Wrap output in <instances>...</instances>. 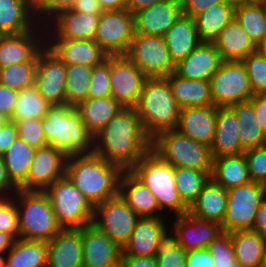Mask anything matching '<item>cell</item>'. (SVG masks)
Masks as SVG:
<instances>
[{
	"label": "cell",
	"mask_w": 266,
	"mask_h": 267,
	"mask_svg": "<svg viewBox=\"0 0 266 267\" xmlns=\"http://www.w3.org/2000/svg\"><path fill=\"white\" fill-rule=\"evenodd\" d=\"M151 141L136 109L122 107L94 136L93 152L123 170H130L151 150Z\"/></svg>",
	"instance_id": "6da1fadb"
},
{
	"label": "cell",
	"mask_w": 266,
	"mask_h": 267,
	"mask_svg": "<svg viewBox=\"0 0 266 267\" xmlns=\"http://www.w3.org/2000/svg\"><path fill=\"white\" fill-rule=\"evenodd\" d=\"M123 169L94 152L67 157L65 175L95 207L119 194Z\"/></svg>",
	"instance_id": "7a4b0ae2"
},
{
	"label": "cell",
	"mask_w": 266,
	"mask_h": 267,
	"mask_svg": "<svg viewBox=\"0 0 266 267\" xmlns=\"http://www.w3.org/2000/svg\"><path fill=\"white\" fill-rule=\"evenodd\" d=\"M42 128L48 145L61 150L67 157L93 152L94 137L75 107L51 105L42 118Z\"/></svg>",
	"instance_id": "3957f363"
},
{
	"label": "cell",
	"mask_w": 266,
	"mask_h": 267,
	"mask_svg": "<svg viewBox=\"0 0 266 267\" xmlns=\"http://www.w3.org/2000/svg\"><path fill=\"white\" fill-rule=\"evenodd\" d=\"M135 109L151 139L160 132L177 128L180 109L166 77L146 79Z\"/></svg>",
	"instance_id": "277c9868"
},
{
	"label": "cell",
	"mask_w": 266,
	"mask_h": 267,
	"mask_svg": "<svg viewBox=\"0 0 266 267\" xmlns=\"http://www.w3.org/2000/svg\"><path fill=\"white\" fill-rule=\"evenodd\" d=\"M13 196L18 210L20 239L49 242L60 232L62 227L44 192L18 189Z\"/></svg>",
	"instance_id": "5b68a950"
},
{
	"label": "cell",
	"mask_w": 266,
	"mask_h": 267,
	"mask_svg": "<svg viewBox=\"0 0 266 267\" xmlns=\"http://www.w3.org/2000/svg\"><path fill=\"white\" fill-rule=\"evenodd\" d=\"M156 197L161 212L170 210L174 217L188 212L176 189L174 167L152 150L147 152L130 170Z\"/></svg>",
	"instance_id": "8992f818"
},
{
	"label": "cell",
	"mask_w": 266,
	"mask_h": 267,
	"mask_svg": "<svg viewBox=\"0 0 266 267\" xmlns=\"http://www.w3.org/2000/svg\"><path fill=\"white\" fill-rule=\"evenodd\" d=\"M151 150L173 167L212 172L214 159L210 146L196 142L176 129L158 133L151 141Z\"/></svg>",
	"instance_id": "52a82bcc"
},
{
	"label": "cell",
	"mask_w": 266,
	"mask_h": 267,
	"mask_svg": "<svg viewBox=\"0 0 266 267\" xmlns=\"http://www.w3.org/2000/svg\"><path fill=\"white\" fill-rule=\"evenodd\" d=\"M44 193L62 228H83L92 223L94 207L66 175L56 180Z\"/></svg>",
	"instance_id": "ba28073f"
},
{
	"label": "cell",
	"mask_w": 266,
	"mask_h": 267,
	"mask_svg": "<svg viewBox=\"0 0 266 267\" xmlns=\"http://www.w3.org/2000/svg\"><path fill=\"white\" fill-rule=\"evenodd\" d=\"M228 199L225 219L221 225L224 232L253 230L258 208L266 199V187L249 181L227 190Z\"/></svg>",
	"instance_id": "9c48e42d"
},
{
	"label": "cell",
	"mask_w": 266,
	"mask_h": 267,
	"mask_svg": "<svg viewBox=\"0 0 266 267\" xmlns=\"http://www.w3.org/2000/svg\"><path fill=\"white\" fill-rule=\"evenodd\" d=\"M125 56L148 78L167 77L175 72L164 37L135 34Z\"/></svg>",
	"instance_id": "30bf717a"
},
{
	"label": "cell",
	"mask_w": 266,
	"mask_h": 267,
	"mask_svg": "<svg viewBox=\"0 0 266 267\" xmlns=\"http://www.w3.org/2000/svg\"><path fill=\"white\" fill-rule=\"evenodd\" d=\"M209 82L213 105L217 107L249 101L253 96L242 61H222Z\"/></svg>",
	"instance_id": "8fae6325"
},
{
	"label": "cell",
	"mask_w": 266,
	"mask_h": 267,
	"mask_svg": "<svg viewBox=\"0 0 266 267\" xmlns=\"http://www.w3.org/2000/svg\"><path fill=\"white\" fill-rule=\"evenodd\" d=\"M138 219V215L118 194L94 207L92 224L123 250Z\"/></svg>",
	"instance_id": "7c38bea8"
},
{
	"label": "cell",
	"mask_w": 266,
	"mask_h": 267,
	"mask_svg": "<svg viewBox=\"0 0 266 267\" xmlns=\"http://www.w3.org/2000/svg\"><path fill=\"white\" fill-rule=\"evenodd\" d=\"M134 35V14L108 10L100 14L94 41L108 56L125 55Z\"/></svg>",
	"instance_id": "4fadbf2b"
},
{
	"label": "cell",
	"mask_w": 266,
	"mask_h": 267,
	"mask_svg": "<svg viewBox=\"0 0 266 267\" xmlns=\"http://www.w3.org/2000/svg\"><path fill=\"white\" fill-rule=\"evenodd\" d=\"M148 77L125 55L110 56L111 96L123 108H135Z\"/></svg>",
	"instance_id": "5bb4252c"
},
{
	"label": "cell",
	"mask_w": 266,
	"mask_h": 267,
	"mask_svg": "<svg viewBox=\"0 0 266 267\" xmlns=\"http://www.w3.org/2000/svg\"><path fill=\"white\" fill-rule=\"evenodd\" d=\"M45 29V24L39 23L29 32L0 36V69L23 62H38V54L46 46Z\"/></svg>",
	"instance_id": "9a60e30c"
},
{
	"label": "cell",
	"mask_w": 266,
	"mask_h": 267,
	"mask_svg": "<svg viewBox=\"0 0 266 267\" xmlns=\"http://www.w3.org/2000/svg\"><path fill=\"white\" fill-rule=\"evenodd\" d=\"M66 68L47 46L39 52L34 85L51 105L65 104Z\"/></svg>",
	"instance_id": "2e32d148"
},
{
	"label": "cell",
	"mask_w": 266,
	"mask_h": 267,
	"mask_svg": "<svg viewBox=\"0 0 266 267\" xmlns=\"http://www.w3.org/2000/svg\"><path fill=\"white\" fill-rule=\"evenodd\" d=\"M66 161L67 156L52 145L37 148L26 179V191L44 192L65 176Z\"/></svg>",
	"instance_id": "e0dca14e"
},
{
	"label": "cell",
	"mask_w": 266,
	"mask_h": 267,
	"mask_svg": "<svg viewBox=\"0 0 266 267\" xmlns=\"http://www.w3.org/2000/svg\"><path fill=\"white\" fill-rule=\"evenodd\" d=\"M100 14L74 12L70 9L59 11L46 21V38L94 40Z\"/></svg>",
	"instance_id": "ac0fdd59"
},
{
	"label": "cell",
	"mask_w": 266,
	"mask_h": 267,
	"mask_svg": "<svg viewBox=\"0 0 266 267\" xmlns=\"http://www.w3.org/2000/svg\"><path fill=\"white\" fill-rule=\"evenodd\" d=\"M83 267H116L123 250L92 223L82 228Z\"/></svg>",
	"instance_id": "d6986e66"
},
{
	"label": "cell",
	"mask_w": 266,
	"mask_h": 267,
	"mask_svg": "<svg viewBox=\"0 0 266 267\" xmlns=\"http://www.w3.org/2000/svg\"><path fill=\"white\" fill-rule=\"evenodd\" d=\"M173 219L171 229L177 235L179 245L184 251L208 248L210 242L223 232L221 225L199 219L189 212Z\"/></svg>",
	"instance_id": "ffe728a7"
},
{
	"label": "cell",
	"mask_w": 266,
	"mask_h": 267,
	"mask_svg": "<svg viewBox=\"0 0 266 267\" xmlns=\"http://www.w3.org/2000/svg\"><path fill=\"white\" fill-rule=\"evenodd\" d=\"M183 14L180 0H165L134 13L135 34L164 37Z\"/></svg>",
	"instance_id": "44dd1931"
},
{
	"label": "cell",
	"mask_w": 266,
	"mask_h": 267,
	"mask_svg": "<svg viewBox=\"0 0 266 267\" xmlns=\"http://www.w3.org/2000/svg\"><path fill=\"white\" fill-rule=\"evenodd\" d=\"M46 39V46L66 66L82 65L93 68L108 56L94 40Z\"/></svg>",
	"instance_id": "7402d4cb"
},
{
	"label": "cell",
	"mask_w": 266,
	"mask_h": 267,
	"mask_svg": "<svg viewBox=\"0 0 266 267\" xmlns=\"http://www.w3.org/2000/svg\"><path fill=\"white\" fill-rule=\"evenodd\" d=\"M82 228H62L47 242V267H83Z\"/></svg>",
	"instance_id": "603a6c76"
},
{
	"label": "cell",
	"mask_w": 266,
	"mask_h": 267,
	"mask_svg": "<svg viewBox=\"0 0 266 267\" xmlns=\"http://www.w3.org/2000/svg\"><path fill=\"white\" fill-rule=\"evenodd\" d=\"M222 62L214 42L201 41L199 45L180 60L175 73L189 80H210Z\"/></svg>",
	"instance_id": "cb8c5ba5"
},
{
	"label": "cell",
	"mask_w": 266,
	"mask_h": 267,
	"mask_svg": "<svg viewBox=\"0 0 266 267\" xmlns=\"http://www.w3.org/2000/svg\"><path fill=\"white\" fill-rule=\"evenodd\" d=\"M217 106L183 108L179 113L176 130L189 138L212 145L216 126Z\"/></svg>",
	"instance_id": "d4e9b609"
},
{
	"label": "cell",
	"mask_w": 266,
	"mask_h": 267,
	"mask_svg": "<svg viewBox=\"0 0 266 267\" xmlns=\"http://www.w3.org/2000/svg\"><path fill=\"white\" fill-rule=\"evenodd\" d=\"M119 194L139 218L163 217L158 201L150 189L129 170H124L119 181Z\"/></svg>",
	"instance_id": "484cf974"
},
{
	"label": "cell",
	"mask_w": 266,
	"mask_h": 267,
	"mask_svg": "<svg viewBox=\"0 0 266 267\" xmlns=\"http://www.w3.org/2000/svg\"><path fill=\"white\" fill-rule=\"evenodd\" d=\"M165 221V217L139 218L122 256H155L160 238L169 228Z\"/></svg>",
	"instance_id": "4316f807"
},
{
	"label": "cell",
	"mask_w": 266,
	"mask_h": 267,
	"mask_svg": "<svg viewBox=\"0 0 266 267\" xmlns=\"http://www.w3.org/2000/svg\"><path fill=\"white\" fill-rule=\"evenodd\" d=\"M238 132L235 111L230 106L217 107L215 135L210 146L213 159L245 152Z\"/></svg>",
	"instance_id": "83f0119b"
},
{
	"label": "cell",
	"mask_w": 266,
	"mask_h": 267,
	"mask_svg": "<svg viewBox=\"0 0 266 267\" xmlns=\"http://www.w3.org/2000/svg\"><path fill=\"white\" fill-rule=\"evenodd\" d=\"M38 24L34 0H0V36L29 32Z\"/></svg>",
	"instance_id": "f1b7e54d"
},
{
	"label": "cell",
	"mask_w": 266,
	"mask_h": 267,
	"mask_svg": "<svg viewBox=\"0 0 266 267\" xmlns=\"http://www.w3.org/2000/svg\"><path fill=\"white\" fill-rule=\"evenodd\" d=\"M227 199V189L210 178L188 208V212L199 219L222 225L225 219Z\"/></svg>",
	"instance_id": "f546056e"
},
{
	"label": "cell",
	"mask_w": 266,
	"mask_h": 267,
	"mask_svg": "<svg viewBox=\"0 0 266 267\" xmlns=\"http://www.w3.org/2000/svg\"><path fill=\"white\" fill-rule=\"evenodd\" d=\"M213 42L222 61H242L248 54L256 52L257 47L235 18Z\"/></svg>",
	"instance_id": "4dcf8cb0"
},
{
	"label": "cell",
	"mask_w": 266,
	"mask_h": 267,
	"mask_svg": "<svg viewBox=\"0 0 266 267\" xmlns=\"http://www.w3.org/2000/svg\"><path fill=\"white\" fill-rule=\"evenodd\" d=\"M172 61L177 64L201 42L195 19L182 14L164 35Z\"/></svg>",
	"instance_id": "1f68e13d"
},
{
	"label": "cell",
	"mask_w": 266,
	"mask_h": 267,
	"mask_svg": "<svg viewBox=\"0 0 266 267\" xmlns=\"http://www.w3.org/2000/svg\"><path fill=\"white\" fill-rule=\"evenodd\" d=\"M166 78L180 110L213 105L209 80L184 79L175 72Z\"/></svg>",
	"instance_id": "d6a6232c"
},
{
	"label": "cell",
	"mask_w": 266,
	"mask_h": 267,
	"mask_svg": "<svg viewBox=\"0 0 266 267\" xmlns=\"http://www.w3.org/2000/svg\"><path fill=\"white\" fill-rule=\"evenodd\" d=\"M82 123L93 137L112 119L122 106L111 96L108 98H88L76 107Z\"/></svg>",
	"instance_id": "836d02e7"
},
{
	"label": "cell",
	"mask_w": 266,
	"mask_h": 267,
	"mask_svg": "<svg viewBox=\"0 0 266 267\" xmlns=\"http://www.w3.org/2000/svg\"><path fill=\"white\" fill-rule=\"evenodd\" d=\"M35 150L23 139L17 137L2 155L9 178L20 190L26 191V179L34 159Z\"/></svg>",
	"instance_id": "e575fe53"
},
{
	"label": "cell",
	"mask_w": 266,
	"mask_h": 267,
	"mask_svg": "<svg viewBox=\"0 0 266 267\" xmlns=\"http://www.w3.org/2000/svg\"><path fill=\"white\" fill-rule=\"evenodd\" d=\"M238 267H263L266 241L255 231L231 233Z\"/></svg>",
	"instance_id": "d590c367"
},
{
	"label": "cell",
	"mask_w": 266,
	"mask_h": 267,
	"mask_svg": "<svg viewBox=\"0 0 266 267\" xmlns=\"http://www.w3.org/2000/svg\"><path fill=\"white\" fill-rule=\"evenodd\" d=\"M235 5L236 2L228 0L227 2L213 5L194 18L201 41L213 42L218 37L220 32L234 18Z\"/></svg>",
	"instance_id": "8d00e7d4"
},
{
	"label": "cell",
	"mask_w": 266,
	"mask_h": 267,
	"mask_svg": "<svg viewBox=\"0 0 266 267\" xmlns=\"http://www.w3.org/2000/svg\"><path fill=\"white\" fill-rule=\"evenodd\" d=\"M211 178L227 190L251 181L244 153L214 158Z\"/></svg>",
	"instance_id": "74e56055"
},
{
	"label": "cell",
	"mask_w": 266,
	"mask_h": 267,
	"mask_svg": "<svg viewBox=\"0 0 266 267\" xmlns=\"http://www.w3.org/2000/svg\"><path fill=\"white\" fill-rule=\"evenodd\" d=\"M237 116L238 133L244 151L266 144V135L256 120L254 107L250 101L230 106Z\"/></svg>",
	"instance_id": "f35d334b"
},
{
	"label": "cell",
	"mask_w": 266,
	"mask_h": 267,
	"mask_svg": "<svg viewBox=\"0 0 266 267\" xmlns=\"http://www.w3.org/2000/svg\"><path fill=\"white\" fill-rule=\"evenodd\" d=\"M6 259L7 267H47V242L18 238Z\"/></svg>",
	"instance_id": "ab89813d"
},
{
	"label": "cell",
	"mask_w": 266,
	"mask_h": 267,
	"mask_svg": "<svg viewBox=\"0 0 266 267\" xmlns=\"http://www.w3.org/2000/svg\"><path fill=\"white\" fill-rule=\"evenodd\" d=\"M234 18L256 45L266 38V16L259 0L236 2Z\"/></svg>",
	"instance_id": "60d3db41"
},
{
	"label": "cell",
	"mask_w": 266,
	"mask_h": 267,
	"mask_svg": "<svg viewBox=\"0 0 266 267\" xmlns=\"http://www.w3.org/2000/svg\"><path fill=\"white\" fill-rule=\"evenodd\" d=\"M50 106L35 85L27 87L18 91V102L9 121L16 123L28 119H42Z\"/></svg>",
	"instance_id": "b9f144b4"
},
{
	"label": "cell",
	"mask_w": 266,
	"mask_h": 267,
	"mask_svg": "<svg viewBox=\"0 0 266 267\" xmlns=\"http://www.w3.org/2000/svg\"><path fill=\"white\" fill-rule=\"evenodd\" d=\"M212 172L174 167L175 184L182 202L189 208L196 200L204 185L211 178Z\"/></svg>",
	"instance_id": "7bdbcfd3"
},
{
	"label": "cell",
	"mask_w": 266,
	"mask_h": 267,
	"mask_svg": "<svg viewBox=\"0 0 266 267\" xmlns=\"http://www.w3.org/2000/svg\"><path fill=\"white\" fill-rule=\"evenodd\" d=\"M93 68L71 65L66 68L65 104L76 107L88 99L89 82Z\"/></svg>",
	"instance_id": "ee69618b"
},
{
	"label": "cell",
	"mask_w": 266,
	"mask_h": 267,
	"mask_svg": "<svg viewBox=\"0 0 266 267\" xmlns=\"http://www.w3.org/2000/svg\"><path fill=\"white\" fill-rule=\"evenodd\" d=\"M169 229L161 236L158 244L155 255L157 267H186V251L180 247L175 232Z\"/></svg>",
	"instance_id": "f6af8a7d"
},
{
	"label": "cell",
	"mask_w": 266,
	"mask_h": 267,
	"mask_svg": "<svg viewBox=\"0 0 266 267\" xmlns=\"http://www.w3.org/2000/svg\"><path fill=\"white\" fill-rule=\"evenodd\" d=\"M37 62H23L0 69V84L20 91L33 86L36 79Z\"/></svg>",
	"instance_id": "bcb514c9"
},
{
	"label": "cell",
	"mask_w": 266,
	"mask_h": 267,
	"mask_svg": "<svg viewBox=\"0 0 266 267\" xmlns=\"http://www.w3.org/2000/svg\"><path fill=\"white\" fill-rule=\"evenodd\" d=\"M253 95L266 94V59L257 51L248 54L243 60Z\"/></svg>",
	"instance_id": "7dc6e473"
},
{
	"label": "cell",
	"mask_w": 266,
	"mask_h": 267,
	"mask_svg": "<svg viewBox=\"0 0 266 267\" xmlns=\"http://www.w3.org/2000/svg\"><path fill=\"white\" fill-rule=\"evenodd\" d=\"M215 267H238L230 232H222L208 246Z\"/></svg>",
	"instance_id": "c3c4849f"
},
{
	"label": "cell",
	"mask_w": 266,
	"mask_h": 267,
	"mask_svg": "<svg viewBox=\"0 0 266 267\" xmlns=\"http://www.w3.org/2000/svg\"><path fill=\"white\" fill-rule=\"evenodd\" d=\"M111 97L110 85V56L100 65L93 67L89 82L88 98Z\"/></svg>",
	"instance_id": "681fc988"
},
{
	"label": "cell",
	"mask_w": 266,
	"mask_h": 267,
	"mask_svg": "<svg viewBox=\"0 0 266 267\" xmlns=\"http://www.w3.org/2000/svg\"><path fill=\"white\" fill-rule=\"evenodd\" d=\"M0 232L19 238L18 210L14 196H0Z\"/></svg>",
	"instance_id": "f907efd6"
},
{
	"label": "cell",
	"mask_w": 266,
	"mask_h": 267,
	"mask_svg": "<svg viewBox=\"0 0 266 267\" xmlns=\"http://www.w3.org/2000/svg\"><path fill=\"white\" fill-rule=\"evenodd\" d=\"M18 137L23 139L28 145L42 148L48 145L45 133L42 128V119H28L16 122Z\"/></svg>",
	"instance_id": "816d5d0a"
},
{
	"label": "cell",
	"mask_w": 266,
	"mask_h": 267,
	"mask_svg": "<svg viewBox=\"0 0 266 267\" xmlns=\"http://www.w3.org/2000/svg\"><path fill=\"white\" fill-rule=\"evenodd\" d=\"M251 181L266 185V144L244 152Z\"/></svg>",
	"instance_id": "f5cc1de1"
},
{
	"label": "cell",
	"mask_w": 266,
	"mask_h": 267,
	"mask_svg": "<svg viewBox=\"0 0 266 267\" xmlns=\"http://www.w3.org/2000/svg\"><path fill=\"white\" fill-rule=\"evenodd\" d=\"M75 0H34V10L40 24H45L59 11L70 9Z\"/></svg>",
	"instance_id": "db71d44e"
},
{
	"label": "cell",
	"mask_w": 266,
	"mask_h": 267,
	"mask_svg": "<svg viewBox=\"0 0 266 267\" xmlns=\"http://www.w3.org/2000/svg\"><path fill=\"white\" fill-rule=\"evenodd\" d=\"M228 0H180L184 15L195 18L198 14L211 8L213 5L227 2Z\"/></svg>",
	"instance_id": "11a10c76"
},
{
	"label": "cell",
	"mask_w": 266,
	"mask_h": 267,
	"mask_svg": "<svg viewBox=\"0 0 266 267\" xmlns=\"http://www.w3.org/2000/svg\"><path fill=\"white\" fill-rule=\"evenodd\" d=\"M186 267H215L208 248L186 251Z\"/></svg>",
	"instance_id": "9f6ffc18"
},
{
	"label": "cell",
	"mask_w": 266,
	"mask_h": 267,
	"mask_svg": "<svg viewBox=\"0 0 266 267\" xmlns=\"http://www.w3.org/2000/svg\"><path fill=\"white\" fill-rule=\"evenodd\" d=\"M17 102L18 91L0 84V113L10 119Z\"/></svg>",
	"instance_id": "6f0895ef"
},
{
	"label": "cell",
	"mask_w": 266,
	"mask_h": 267,
	"mask_svg": "<svg viewBox=\"0 0 266 267\" xmlns=\"http://www.w3.org/2000/svg\"><path fill=\"white\" fill-rule=\"evenodd\" d=\"M18 137V129L15 122L8 121L0 126V156H2Z\"/></svg>",
	"instance_id": "680465c9"
},
{
	"label": "cell",
	"mask_w": 266,
	"mask_h": 267,
	"mask_svg": "<svg viewBox=\"0 0 266 267\" xmlns=\"http://www.w3.org/2000/svg\"><path fill=\"white\" fill-rule=\"evenodd\" d=\"M249 101L254 107L258 125L266 135V94L253 95Z\"/></svg>",
	"instance_id": "91938a15"
},
{
	"label": "cell",
	"mask_w": 266,
	"mask_h": 267,
	"mask_svg": "<svg viewBox=\"0 0 266 267\" xmlns=\"http://www.w3.org/2000/svg\"><path fill=\"white\" fill-rule=\"evenodd\" d=\"M120 264L122 267H157L155 256H121Z\"/></svg>",
	"instance_id": "94428289"
},
{
	"label": "cell",
	"mask_w": 266,
	"mask_h": 267,
	"mask_svg": "<svg viewBox=\"0 0 266 267\" xmlns=\"http://www.w3.org/2000/svg\"><path fill=\"white\" fill-rule=\"evenodd\" d=\"M18 188L9 178L7 169L4 164L3 157L0 156V196H12Z\"/></svg>",
	"instance_id": "6125c7cd"
},
{
	"label": "cell",
	"mask_w": 266,
	"mask_h": 267,
	"mask_svg": "<svg viewBox=\"0 0 266 267\" xmlns=\"http://www.w3.org/2000/svg\"><path fill=\"white\" fill-rule=\"evenodd\" d=\"M70 10L88 14H102L103 12L97 0H75Z\"/></svg>",
	"instance_id": "be15d7a7"
},
{
	"label": "cell",
	"mask_w": 266,
	"mask_h": 267,
	"mask_svg": "<svg viewBox=\"0 0 266 267\" xmlns=\"http://www.w3.org/2000/svg\"><path fill=\"white\" fill-rule=\"evenodd\" d=\"M253 231L266 241V199L257 210Z\"/></svg>",
	"instance_id": "e7e4bbea"
},
{
	"label": "cell",
	"mask_w": 266,
	"mask_h": 267,
	"mask_svg": "<svg viewBox=\"0 0 266 267\" xmlns=\"http://www.w3.org/2000/svg\"><path fill=\"white\" fill-rule=\"evenodd\" d=\"M165 0H126V9L134 14L139 10L150 7Z\"/></svg>",
	"instance_id": "03108f58"
},
{
	"label": "cell",
	"mask_w": 266,
	"mask_h": 267,
	"mask_svg": "<svg viewBox=\"0 0 266 267\" xmlns=\"http://www.w3.org/2000/svg\"><path fill=\"white\" fill-rule=\"evenodd\" d=\"M103 11L126 9V0H97Z\"/></svg>",
	"instance_id": "003e7915"
},
{
	"label": "cell",
	"mask_w": 266,
	"mask_h": 267,
	"mask_svg": "<svg viewBox=\"0 0 266 267\" xmlns=\"http://www.w3.org/2000/svg\"><path fill=\"white\" fill-rule=\"evenodd\" d=\"M14 239L7 233L0 232V254L7 253L11 249Z\"/></svg>",
	"instance_id": "a7ac6f4b"
},
{
	"label": "cell",
	"mask_w": 266,
	"mask_h": 267,
	"mask_svg": "<svg viewBox=\"0 0 266 267\" xmlns=\"http://www.w3.org/2000/svg\"><path fill=\"white\" fill-rule=\"evenodd\" d=\"M256 51L266 59V38L257 45Z\"/></svg>",
	"instance_id": "89a4df30"
},
{
	"label": "cell",
	"mask_w": 266,
	"mask_h": 267,
	"mask_svg": "<svg viewBox=\"0 0 266 267\" xmlns=\"http://www.w3.org/2000/svg\"><path fill=\"white\" fill-rule=\"evenodd\" d=\"M9 121V118L5 116L3 113H0V126H3Z\"/></svg>",
	"instance_id": "2644e50d"
},
{
	"label": "cell",
	"mask_w": 266,
	"mask_h": 267,
	"mask_svg": "<svg viewBox=\"0 0 266 267\" xmlns=\"http://www.w3.org/2000/svg\"><path fill=\"white\" fill-rule=\"evenodd\" d=\"M3 255L4 254H0V267H7V259Z\"/></svg>",
	"instance_id": "8c879c8a"
},
{
	"label": "cell",
	"mask_w": 266,
	"mask_h": 267,
	"mask_svg": "<svg viewBox=\"0 0 266 267\" xmlns=\"http://www.w3.org/2000/svg\"><path fill=\"white\" fill-rule=\"evenodd\" d=\"M262 3V7L266 16V0H259Z\"/></svg>",
	"instance_id": "753ad0ef"
},
{
	"label": "cell",
	"mask_w": 266,
	"mask_h": 267,
	"mask_svg": "<svg viewBox=\"0 0 266 267\" xmlns=\"http://www.w3.org/2000/svg\"><path fill=\"white\" fill-rule=\"evenodd\" d=\"M263 267H266V249H265V256H264V263H263Z\"/></svg>",
	"instance_id": "34e18365"
},
{
	"label": "cell",
	"mask_w": 266,
	"mask_h": 267,
	"mask_svg": "<svg viewBox=\"0 0 266 267\" xmlns=\"http://www.w3.org/2000/svg\"><path fill=\"white\" fill-rule=\"evenodd\" d=\"M234 2H244V1H252V0H232Z\"/></svg>",
	"instance_id": "11e5206c"
}]
</instances>
